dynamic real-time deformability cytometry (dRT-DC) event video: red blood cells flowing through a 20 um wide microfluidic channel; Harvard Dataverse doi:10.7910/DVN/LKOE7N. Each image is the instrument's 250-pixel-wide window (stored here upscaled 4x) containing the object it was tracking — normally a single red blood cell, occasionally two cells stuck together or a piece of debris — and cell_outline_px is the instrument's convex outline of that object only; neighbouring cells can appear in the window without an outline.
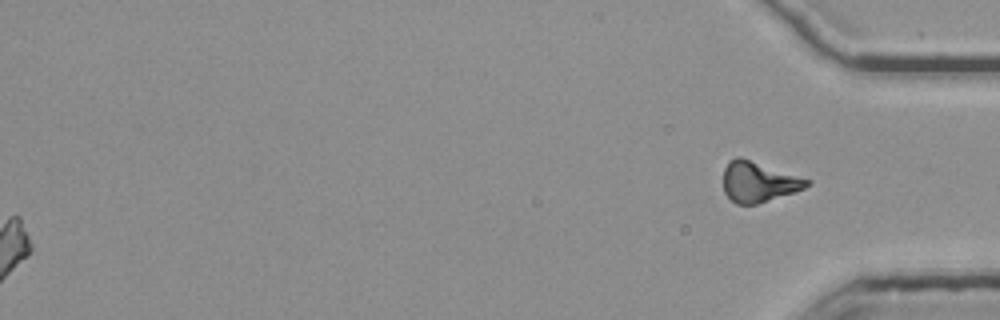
{"species": "common noctule bat (a hibernating species)", "species_latin": "Nyctalus noctula", "temperature_condition": "room temperature", "stored_images_in_passage": 53, "segment_of_instrument_passage": [3, 3], "camera_frame_rate_fps": 3000, "um_per_image_px": 0.085, "animal": {"sex": "female", "body_mass_g": 25.1}, "frame": {"image": 1, "passage_image": 53, "time_ms": 17.333, "image_size_px": [1000, 320], "cell_outline_px": [[812, 184], [796, 192], [756, 204], [736, 204], [724, 192], [724, 168], [728, 160], [736, 156], [740, 156], [812, 180]], "centroid_in_image_um": [64.49, 15.44], "position_along_channel_um": 370.7, "area_um2": 19.83}}